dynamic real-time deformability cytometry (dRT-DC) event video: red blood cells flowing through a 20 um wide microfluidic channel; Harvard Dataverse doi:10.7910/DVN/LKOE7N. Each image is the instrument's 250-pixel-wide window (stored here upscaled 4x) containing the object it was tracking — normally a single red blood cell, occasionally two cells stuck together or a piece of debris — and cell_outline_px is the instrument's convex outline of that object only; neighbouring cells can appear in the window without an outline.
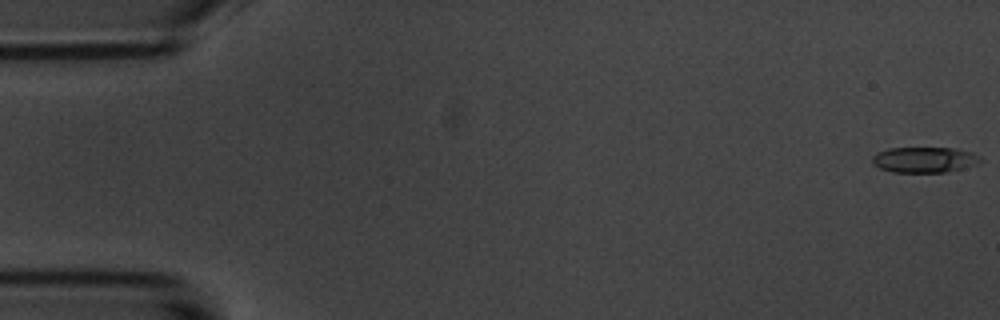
{"species": "common noctule bat (a hibernating species)", "species_latin": "Nyctalus noctula", "temperature_condition": "room temperature", "stored_images_in_passage": 56, "camera_frame_rate_fps": 3000, "um_per_image_px": 0.085, "animal": {"sex": "male", "body_mass_g": 20.1, "forearm_length_mm": 53.5}, "frame": {"image": 1, "passage_image": 1, "time_ms": 0.0, "image_size_px": [1000, 320], "cell_outline_px": [[984, 160], [976, 164], [944, 172], [892, 172], [880, 168], [872, 164], [872, 156], [876, 152], [888, 148], [956, 148], [972, 152], [980, 156]], "centroid_in_image_um": [78.55, 13.57], "position_along_channel_um": 6.4, "area_um2": 16.18}}
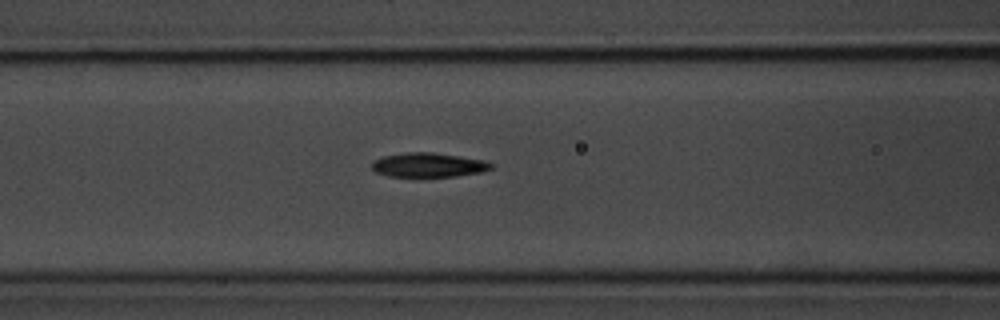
{"frame": {"image": 2, "passage_image": 23, "time_ms": 7.333, "image_size_px": [1000, 320], "cell_outline_px": [[496, 164], [492, 168], [480, 172], [456, 176], [388, 176], [376, 172], [372, 168], [372, 164], [376, 160], [384, 156], [408, 152], [432, 152], [484, 160]], "centroid_in_image_um": [36.45, 14.02], "position_along_channel_um": 130.1, "area_um2": 16.65}}
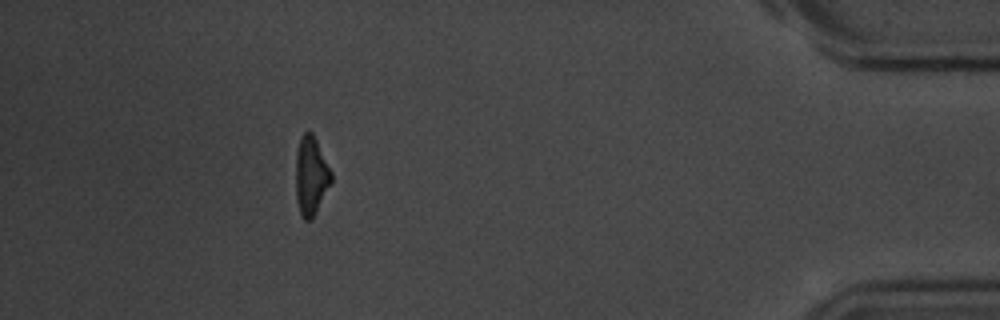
{"frame": {"image": 3, "passage_image": 51, "time_ms": 16.667, "image_size_px": [1000, 320], "cell_outline_px": [[332, 184], [312, 220], [304, 220], [300, 216], [296, 200], [296, 152], [300, 136], [308, 128], [312, 132], [332, 172]], "centroid_in_image_um": [26.44, 14.96], "position_along_channel_um": 408.8, "area_um2": 16.7}, "authors_computed_cell_mechanics": {"area_um2": 16.7042, "velocity_mm_per_s": 3.5779, "shape_relaxation_time_tau1_ms": 2.6107, "shape_relaxation_time_tau2_ms": 6.7611, "deformation_change_tau1": 0.131, "deformation_change_tau2": 0.1652}}